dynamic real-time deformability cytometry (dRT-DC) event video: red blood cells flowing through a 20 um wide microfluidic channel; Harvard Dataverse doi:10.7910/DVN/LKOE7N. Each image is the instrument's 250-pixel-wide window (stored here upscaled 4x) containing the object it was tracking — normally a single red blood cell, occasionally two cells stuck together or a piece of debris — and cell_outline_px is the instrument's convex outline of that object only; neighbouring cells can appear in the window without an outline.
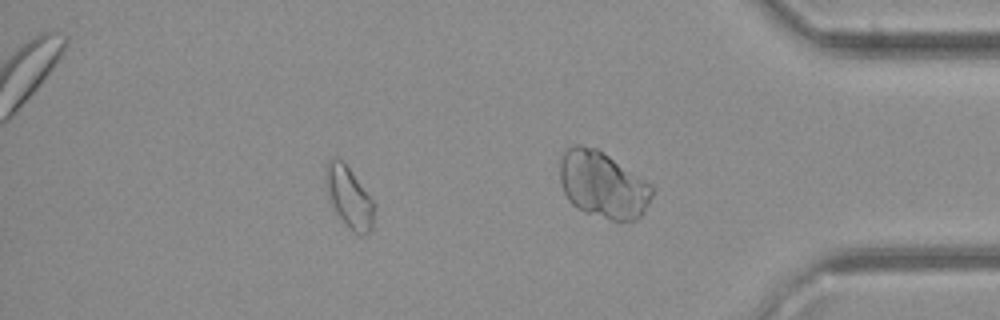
{"species": "common noctule bat (a hibernating species)", "species_latin": "Nyctalus noctula", "temperature_condition": "cold", "stored_images_in_passage": 29, "segment_of_instrument_passage": [2, 2], "camera_frame_rate_fps": 3000, "um_per_image_px": 0.085, "animal": {"sex": "female", "body_mass_g": 21.9}, "frame": {"image": 1, "passage_image": 24, "time_ms": 7.667, "image_size_px": [1000, 320], "cell_outline_px": [[372, 228], [368, 232], [360, 236], [332, 208], [328, 200], [324, 184], [324, 172], [328, 160], [336, 156], [344, 160], [372, 200]], "centroid_in_image_um": [29.58, 16.65], "position_along_channel_um": 405.6, "area_um2": 17.05}}